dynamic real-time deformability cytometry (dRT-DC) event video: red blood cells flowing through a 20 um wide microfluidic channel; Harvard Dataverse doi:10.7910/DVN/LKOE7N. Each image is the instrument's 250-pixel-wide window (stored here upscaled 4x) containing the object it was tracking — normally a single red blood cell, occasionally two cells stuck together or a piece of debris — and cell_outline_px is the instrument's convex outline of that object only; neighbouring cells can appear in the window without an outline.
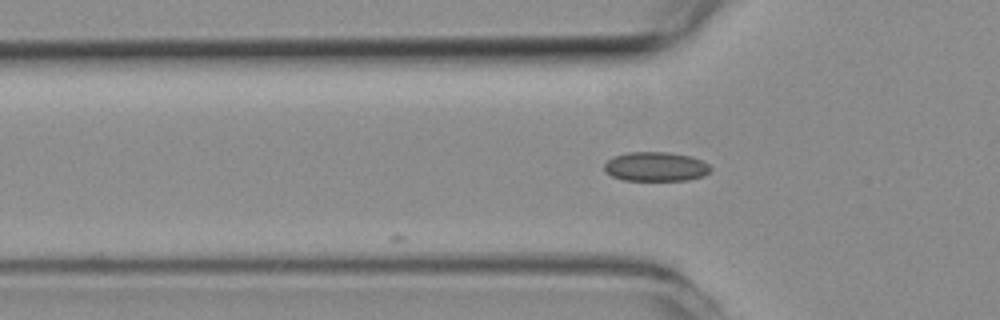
{"species": "common noctule bat (a hibernating species)", "species_latin": "Nyctalus noctula", "temperature_condition": "room temperature", "stored_images_in_passage": 10, "camera_frame_rate_fps": 3000, "um_per_image_px": 0.085, "animal": {"sex": "female", "body_mass_g": 19.3, "forearm_length_mm": 54.1}, "frame": {"image": 1, "passage_image": 2, "time_ms": 0.333, "image_size_px": [1000, 320], "cell_outline_px": [[712, 168], [704, 176], [688, 180], [624, 180], [612, 176], [604, 172], [604, 164], [612, 156], [628, 152], [668, 152], [692, 156], [708, 164]], "centroid_in_image_um": [55.72, 14.16], "position_along_channel_um": 70.1, "area_um2": 18.26}}
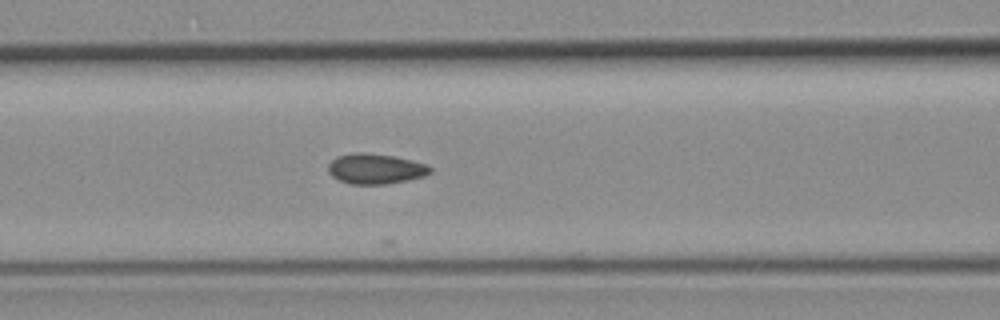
{"frame": {"image": 2, "passage_image": 7, "time_ms": 2.0, "image_size_px": [1000, 320], "cell_outline_px": [[432, 172], [424, 176], [408, 180], [384, 184], [352, 184], [340, 180], [332, 176], [328, 172], [328, 164], [336, 156], [352, 152], [364, 152], [392, 156], [412, 160], [428, 164], [432, 168]], "centroid_in_image_um": [31.92, 14.33], "position_along_channel_um": 134.7, "area_um2": 18.09}}